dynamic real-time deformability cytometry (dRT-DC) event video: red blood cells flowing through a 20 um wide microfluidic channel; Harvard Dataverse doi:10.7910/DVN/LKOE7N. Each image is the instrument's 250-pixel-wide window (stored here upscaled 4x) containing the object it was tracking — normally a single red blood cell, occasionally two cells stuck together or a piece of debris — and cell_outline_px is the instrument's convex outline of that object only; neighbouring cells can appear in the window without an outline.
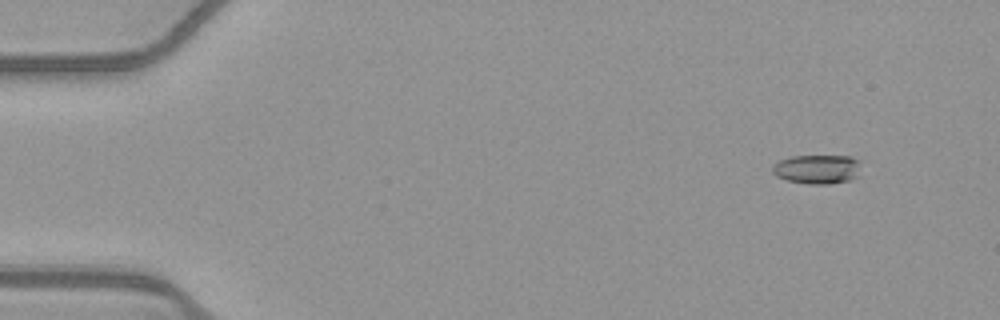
{"species": "common noctule bat (a hibernating species)", "species_latin": "Nyctalus noctula", "temperature_condition": "warm", "stored_images_in_passage": 54, "camera_frame_rate_fps": 3000, "um_per_image_px": 0.085, "animal": {"sex": "female", "body_mass_g": 21.9}, "frame": {"image": 1, "passage_image": 6, "time_ms": 1.667, "image_size_px": [1000, 320], "cell_outline_px": [[860, 160], [856, 176], [848, 180], [828, 184], [808, 184], [788, 180], [776, 176], [772, 172], [772, 164], [780, 160], [792, 156], [852, 156]], "centroid_in_image_um": [69.43, 14.37], "position_along_channel_um": 15.6, "area_um2": 14.97}}
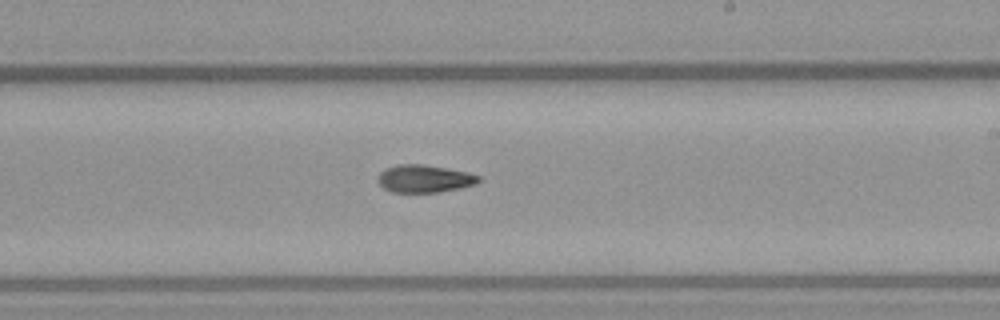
{"frame": {"image": 2, "passage_image": 33, "time_ms": 10.667, "image_size_px": [1000, 320], "cell_outline_px": [[480, 180], [476, 184], [460, 188], [440, 192], [392, 192], [384, 188], [376, 180], [380, 172], [384, 168], [396, 164], [424, 164], [468, 172], [480, 176]], "centroid_in_image_um": [36.05, 15.18], "position_along_channel_um": 252.9, "area_um2": 16.36}}
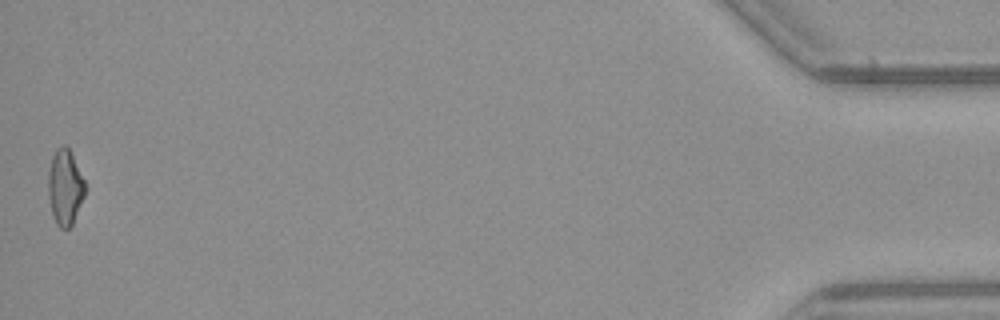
{"frame": {"image": 3, "passage_image": 54, "time_ms": 17.667, "image_size_px": [1000, 320], "cell_outline_px": [[88, 188], [72, 224], [68, 228], [60, 228], [56, 224], [52, 216], [48, 196], [48, 172], [52, 156], [56, 148], [64, 144], [68, 148]], "centroid_in_image_um": [5.52, 15.93], "position_along_channel_um": 429.7, "area_um2": 16.3}}